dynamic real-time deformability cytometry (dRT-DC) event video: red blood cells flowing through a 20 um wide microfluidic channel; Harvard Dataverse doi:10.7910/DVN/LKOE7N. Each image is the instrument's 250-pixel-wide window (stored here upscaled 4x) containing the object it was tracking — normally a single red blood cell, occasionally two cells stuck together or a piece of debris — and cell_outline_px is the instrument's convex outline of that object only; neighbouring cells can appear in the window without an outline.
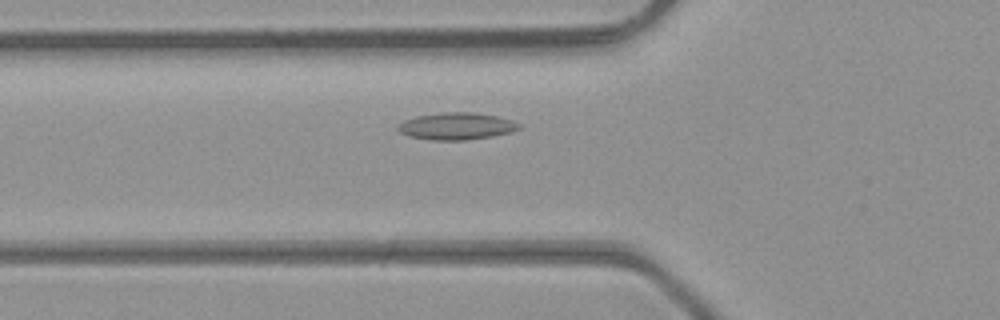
{"species": "common noctule bat (a hibernating species)", "species_latin": "Nyctalus noctula", "temperature_condition": "room temperature", "stored_images_in_passage": 4, "segment_of_instrument_passage": [2, 2], "camera_frame_rate_fps": 3000, "um_per_image_px": 0.085, "animal": {"sex": "male", "body_mass_g": 23.1, "forearm_length_mm": 52.7}, "frame": {"image": 1, "passage_image": 4, "time_ms": 1.0, "image_size_px": [1000, 320], "cell_outline_px": [[520, 128], [512, 132], [492, 136], [464, 140], [432, 140], [408, 136], [400, 132], [396, 128], [404, 120], [416, 116], [440, 112], [472, 112], [496, 116], [512, 120], [520, 124]], "centroid_in_image_um": [38.79, 10.72], "position_along_channel_um": 87.0, "area_um2": 19.07}}